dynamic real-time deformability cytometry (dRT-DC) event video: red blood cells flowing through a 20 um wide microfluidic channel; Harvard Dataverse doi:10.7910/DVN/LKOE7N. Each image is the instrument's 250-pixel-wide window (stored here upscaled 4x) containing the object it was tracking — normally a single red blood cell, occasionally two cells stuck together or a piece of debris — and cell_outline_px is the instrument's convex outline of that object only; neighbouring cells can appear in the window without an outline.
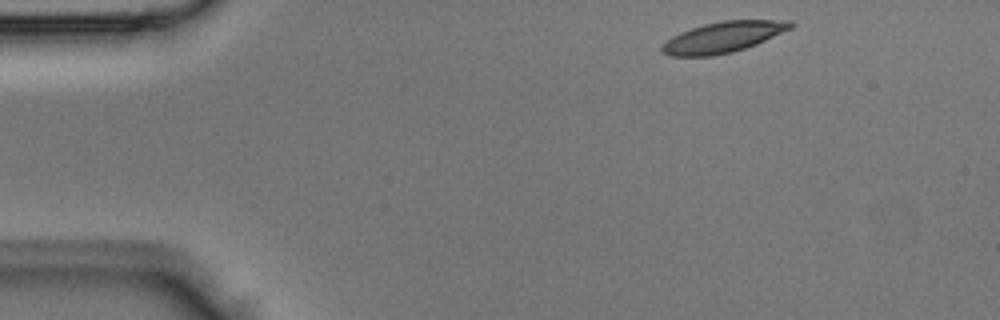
{"species": "Egyptian fruit bat (a non-hibernating species)", "species_latin": "Rousettus aegyptiacus", "temperature_condition": "room temperature", "stored_images_in_passage": 2, "camera_frame_rate_fps": 3000, "um_per_image_px": 0.085, "animal": {"sex": "male"}, "frame": {"image": 1, "passage_image": 1, "time_ms": 0.0, "image_size_px": [1000, 320], "cell_outline_px": [[796, 24], [792, 28], [756, 44], [732, 52], [712, 56], [668, 56], [660, 52], [660, 48], [672, 36], [680, 32], [704, 24], [724, 20], [792, 20]], "centroid_in_image_um": [61.47, 3.15], "position_along_channel_um": 23.5, "area_um2": 23.06}}